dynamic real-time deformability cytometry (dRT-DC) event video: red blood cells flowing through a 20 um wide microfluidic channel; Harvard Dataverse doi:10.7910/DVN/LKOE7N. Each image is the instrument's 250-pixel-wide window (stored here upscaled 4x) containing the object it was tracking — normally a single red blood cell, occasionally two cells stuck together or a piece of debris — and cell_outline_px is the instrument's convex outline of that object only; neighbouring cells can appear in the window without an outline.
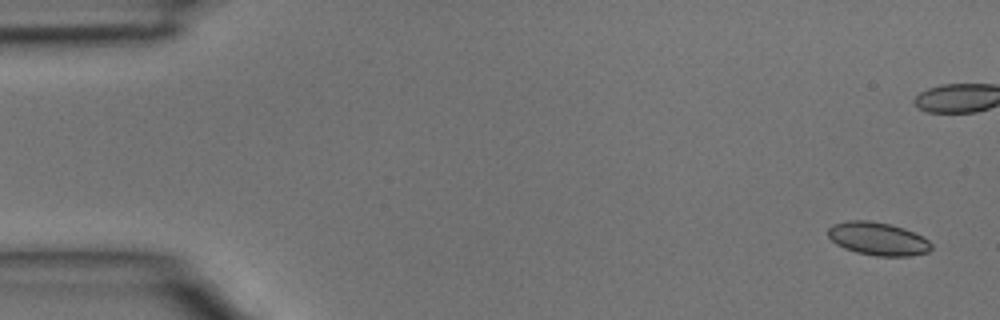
{"species": "common noctule bat (a hibernating species)", "species_latin": "Nyctalus noctula", "temperature_condition": "room temperature", "stored_images_in_passage": 4, "camera_frame_rate_fps": 3000, "um_per_image_px": 0.085, "animal": {"sex": "male", "body_mass_g": 15.6}, "frame": {"image": 1, "passage_image": 1, "time_ms": 0.0, "image_size_px": [1000, 320], "cell_outline_px": [[932, 248], [928, 252], [908, 256], [876, 256], [856, 252], [844, 248], [836, 244], [828, 236], [828, 228], [832, 224], [848, 220], [868, 220], [888, 224], [904, 228], [928, 240], [932, 244]], "centroid_in_image_um": [74.59, 20.29], "position_along_channel_um": 10.4, "area_um2": 19.83}}
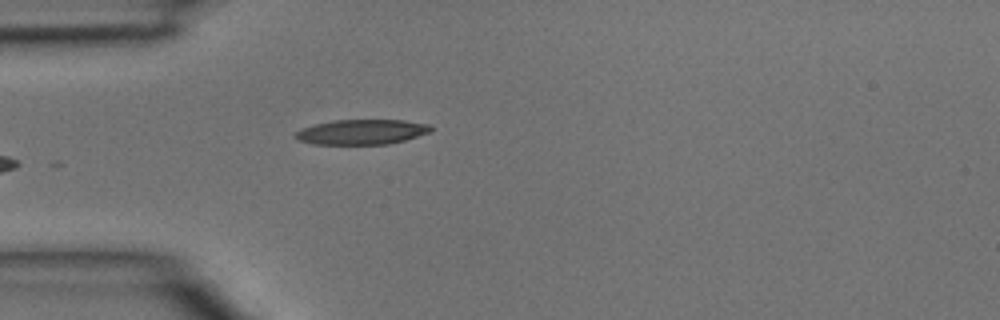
{"frame": {"image": 2, "passage_image": 4, "time_ms": 1.0, "image_size_px": [1000, 320], "cell_outline_px": [[432, 132], [404, 140], [388, 144], [312, 144], [300, 140], [292, 136], [300, 128], [332, 120], [404, 120], [432, 124]], "centroid_in_image_um": [30.77, 11.21], "position_along_channel_um": 54.2, "area_um2": 19.88}}